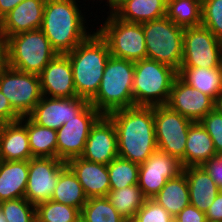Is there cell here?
Wrapping results in <instances>:
<instances>
[{"label": "cell", "mask_w": 222, "mask_h": 222, "mask_svg": "<svg viewBox=\"0 0 222 222\" xmlns=\"http://www.w3.org/2000/svg\"><path fill=\"white\" fill-rule=\"evenodd\" d=\"M117 132L118 156L144 163L157 148L152 106H132L107 114Z\"/></svg>", "instance_id": "1"}, {"label": "cell", "mask_w": 222, "mask_h": 222, "mask_svg": "<svg viewBox=\"0 0 222 222\" xmlns=\"http://www.w3.org/2000/svg\"><path fill=\"white\" fill-rule=\"evenodd\" d=\"M78 0H46L41 30L58 54L72 51L87 39L86 19L79 10Z\"/></svg>", "instance_id": "2"}, {"label": "cell", "mask_w": 222, "mask_h": 222, "mask_svg": "<svg viewBox=\"0 0 222 222\" xmlns=\"http://www.w3.org/2000/svg\"><path fill=\"white\" fill-rule=\"evenodd\" d=\"M66 55L72 66L77 96L90 102L99 90L106 62L111 56L107 42L93 31Z\"/></svg>", "instance_id": "3"}, {"label": "cell", "mask_w": 222, "mask_h": 222, "mask_svg": "<svg viewBox=\"0 0 222 222\" xmlns=\"http://www.w3.org/2000/svg\"><path fill=\"white\" fill-rule=\"evenodd\" d=\"M134 62L110 56L106 62L101 84L90 104L102 115L134 106Z\"/></svg>", "instance_id": "4"}, {"label": "cell", "mask_w": 222, "mask_h": 222, "mask_svg": "<svg viewBox=\"0 0 222 222\" xmlns=\"http://www.w3.org/2000/svg\"><path fill=\"white\" fill-rule=\"evenodd\" d=\"M178 71L169 65L142 59L134 62V106H159L167 104Z\"/></svg>", "instance_id": "5"}, {"label": "cell", "mask_w": 222, "mask_h": 222, "mask_svg": "<svg viewBox=\"0 0 222 222\" xmlns=\"http://www.w3.org/2000/svg\"><path fill=\"white\" fill-rule=\"evenodd\" d=\"M5 42L8 66L22 72L39 75L58 54L41 29L15 34Z\"/></svg>", "instance_id": "6"}, {"label": "cell", "mask_w": 222, "mask_h": 222, "mask_svg": "<svg viewBox=\"0 0 222 222\" xmlns=\"http://www.w3.org/2000/svg\"><path fill=\"white\" fill-rule=\"evenodd\" d=\"M147 59L171 66L179 71L183 58L184 28L166 16L142 24Z\"/></svg>", "instance_id": "7"}, {"label": "cell", "mask_w": 222, "mask_h": 222, "mask_svg": "<svg viewBox=\"0 0 222 222\" xmlns=\"http://www.w3.org/2000/svg\"><path fill=\"white\" fill-rule=\"evenodd\" d=\"M96 31L107 42L111 56L132 62L147 59L142 24L122 21L110 13Z\"/></svg>", "instance_id": "8"}, {"label": "cell", "mask_w": 222, "mask_h": 222, "mask_svg": "<svg viewBox=\"0 0 222 222\" xmlns=\"http://www.w3.org/2000/svg\"><path fill=\"white\" fill-rule=\"evenodd\" d=\"M157 148L176 157L185 168V147L190 125L193 121L169 106H153Z\"/></svg>", "instance_id": "9"}, {"label": "cell", "mask_w": 222, "mask_h": 222, "mask_svg": "<svg viewBox=\"0 0 222 222\" xmlns=\"http://www.w3.org/2000/svg\"><path fill=\"white\" fill-rule=\"evenodd\" d=\"M222 42L206 27L184 28L181 67L220 68Z\"/></svg>", "instance_id": "10"}, {"label": "cell", "mask_w": 222, "mask_h": 222, "mask_svg": "<svg viewBox=\"0 0 222 222\" xmlns=\"http://www.w3.org/2000/svg\"><path fill=\"white\" fill-rule=\"evenodd\" d=\"M0 91L21 117L28 116L43 96L39 75L10 66L0 75Z\"/></svg>", "instance_id": "11"}, {"label": "cell", "mask_w": 222, "mask_h": 222, "mask_svg": "<svg viewBox=\"0 0 222 222\" xmlns=\"http://www.w3.org/2000/svg\"><path fill=\"white\" fill-rule=\"evenodd\" d=\"M102 116L89 104L75 118L64 123L57 130V158L64 162L80 157L84 151L91 127Z\"/></svg>", "instance_id": "12"}, {"label": "cell", "mask_w": 222, "mask_h": 222, "mask_svg": "<svg viewBox=\"0 0 222 222\" xmlns=\"http://www.w3.org/2000/svg\"><path fill=\"white\" fill-rule=\"evenodd\" d=\"M66 162L58 158L32 157L28 160V181L25 196L30 203L37 206L51 200Z\"/></svg>", "instance_id": "13"}, {"label": "cell", "mask_w": 222, "mask_h": 222, "mask_svg": "<svg viewBox=\"0 0 222 222\" xmlns=\"http://www.w3.org/2000/svg\"><path fill=\"white\" fill-rule=\"evenodd\" d=\"M182 170L181 162L176 157L157 149L144 163L139 164L138 186L147 199H152L167 180Z\"/></svg>", "instance_id": "14"}, {"label": "cell", "mask_w": 222, "mask_h": 222, "mask_svg": "<svg viewBox=\"0 0 222 222\" xmlns=\"http://www.w3.org/2000/svg\"><path fill=\"white\" fill-rule=\"evenodd\" d=\"M89 104V101L81 97L42 96L28 117L42 127L58 130L64 123L80 114Z\"/></svg>", "instance_id": "15"}, {"label": "cell", "mask_w": 222, "mask_h": 222, "mask_svg": "<svg viewBox=\"0 0 222 222\" xmlns=\"http://www.w3.org/2000/svg\"><path fill=\"white\" fill-rule=\"evenodd\" d=\"M214 104L210 96L194 89L177 76L166 105L189 120L199 122L214 109Z\"/></svg>", "instance_id": "16"}, {"label": "cell", "mask_w": 222, "mask_h": 222, "mask_svg": "<svg viewBox=\"0 0 222 222\" xmlns=\"http://www.w3.org/2000/svg\"><path fill=\"white\" fill-rule=\"evenodd\" d=\"M80 157L105 165L118 157L116 128L107 115H102L91 127Z\"/></svg>", "instance_id": "17"}, {"label": "cell", "mask_w": 222, "mask_h": 222, "mask_svg": "<svg viewBox=\"0 0 222 222\" xmlns=\"http://www.w3.org/2000/svg\"><path fill=\"white\" fill-rule=\"evenodd\" d=\"M39 77L43 96L78 97L73 81L72 66L66 54H57L42 70Z\"/></svg>", "instance_id": "18"}, {"label": "cell", "mask_w": 222, "mask_h": 222, "mask_svg": "<svg viewBox=\"0 0 222 222\" xmlns=\"http://www.w3.org/2000/svg\"><path fill=\"white\" fill-rule=\"evenodd\" d=\"M46 0H24L0 20V39L40 29Z\"/></svg>", "instance_id": "19"}, {"label": "cell", "mask_w": 222, "mask_h": 222, "mask_svg": "<svg viewBox=\"0 0 222 222\" xmlns=\"http://www.w3.org/2000/svg\"><path fill=\"white\" fill-rule=\"evenodd\" d=\"M83 187L87 198L107 197L110 180L107 165L75 157L66 162Z\"/></svg>", "instance_id": "20"}, {"label": "cell", "mask_w": 222, "mask_h": 222, "mask_svg": "<svg viewBox=\"0 0 222 222\" xmlns=\"http://www.w3.org/2000/svg\"><path fill=\"white\" fill-rule=\"evenodd\" d=\"M32 157L27 128L20 121L3 124L0 132V160L23 161Z\"/></svg>", "instance_id": "21"}, {"label": "cell", "mask_w": 222, "mask_h": 222, "mask_svg": "<svg viewBox=\"0 0 222 222\" xmlns=\"http://www.w3.org/2000/svg\"><path fill=\"white\" fill-rule=\"evenodd\" d=\"M189 186L190 204L206 212L219 194V186L202 166L183 168Z\"/></svg>", "instance_id": "22"}, {"label": "cell", "mask_w": 222, "mask_h": 222, "mask_svg": "<svg viewBox=\"0 0 222 222\" xmlns=\"http://www.w3.org/2000/svg\"><path fill=\"white\" fill-rule=\"evenodd\" d=\"M28 181V160H0V202L24 198Z\"/></svg>", "instance_id": "23"}, {"label": "cell", "mask_w": 222, "mask_h": 222, "mask_svg": "<svg viewBox=\"0 0 222 222\" xmlns=\"http://www.w3.org/2000/svg\"><path fill=\"white\" fill-rule=\"evenodd\" d=\"M166 0H125L112 13L122 21L143 24L166 16Z\"/></svg>", "instance_id": "24"}, {"label": "cell", "mask_w": 222, "mask_h": 222, "mask_svg": "<svg viewBox=\"0 0 222 222\" xmlns=\"http://www.w3.org/2000/svg\"><path fill=\"white\" fill-rule=\"evenodd\" d=\"M213 140L200 122H193L188 131L185 147V168L202 166L216 156Z\"/></svg>", "instance_id": "25"}, {"label": "cell", "mask_w": 222, "mask_h": 222, "mask_svg": "<svg viewBox=\"0 0 222 222\" xmlns=\"http://www.w3.org/2000/svg\"><path fill=\"white\" fill-rule=\"evenodd\" d=\"M152 199L163 206L172 217H175L190 204L189 186L185 173L182 171L174 178L167 180Z\"/></svg>", "instance_id": "26"}, {"label": "cell", "mask_w": 222, "mask_h": 222, "mask_svg": "<svg viewBox=\"0 0 222 222\" xmlns=\"http://www.w3.org/2000/svg\"><path fill=\"white\" fill-rule=\"evenodd\" d=\"M26 128L33 157L57 158V130L42 127L28 116L19 120Z\"/></svg>", "instance_id": "27"}, {"label": "cell", "mask_w": 222, "mask_h": 222, "mask_svg": "<svg viewBox=\"0 0 222 222\" xmlns=\"http://www.w3.org/2000/svg\"><path fill=\"white\" fill-rule=\"evenodd\" d=\"M178 76L214 101L220 95V68L180 67Z\"/></svg>", "instance_id": "28"}, {"label": "cell", "mask_w": 222, "mask_h": 222, "mask_svg": "<svg viewBox=\"0 0 222 222\" xmlns=\"http://www.w3.org/2000/svg\"><path fill=\"white\" fill-rule=\"evenodd\" d=\"M51 200L81 210L88 198L79 180L66 165L61 171Z\"/></svg>", "instance_id": "29"}, {"label": "cell", "mask_w": 222, "mask_h": 222, "mask_svg": "<svg viewBox=\"0 0 222 222\" xmlns=\"http://www.w3.org/2000/svg\"><path fill=\"white\" fill-rule=\"evenodd\" d=\"M107 198L119 214L127 219H134L136 212L143 206L146 197L138 184L110 190Z\"/></svg>", "instance_id": "30"}, {"label": "cell", "mask_w": 222, "mask_h": 222, "mask_svg": "<svg viewBox=\"0 0 222 222\" xmlns=\"http://www.w3.org/2000/svg\"><path fill=\"white\" fill-rule=\"evenodd\" d=\"M166 17L182 28L200 26L202 23V2L197 0L167 2Z\"/></svg>", "instance_id": "31"}, {"label": "cell", "mask_w": 222, "mask_h": 222, "mask_svg": "<svg viewBox=\"0 0 222 222\" xmlns=\"http://www.w3.org/2000/svg\"><path fill=\"white\" fill-rule=\"evenodd\" d=\"M107 197L89 198L81 209L80 222H124Z\"/></svg>", "instance_id": "32"}, {"label": "cell", "mask_w": 222, "mask_h": 222, "mask_svg": "<svg viewBox=\"0 0 222 222\" xmlns=\"http://www.w3.org/2000/svg\"><path fill=\"white\" fill-rule=\"evenodd\" d=\"M110 180V190L138 184L139 164L116 157L107 165Z\"/></svg>", "instance_id": "33"}, {"label": "cell", "mask_w": 222, "mask_h": 222, "mask_svg": "<svg viewBox=\"0 0 222 222\" xmlns=\"http://www.w3.org/2000/svg\"><path fill=\"white\" fill-rule=\"evenodd\" d=\"M81 210L48 200L36 206L37 222H80Z\"/></svg>", "instance_id": "34"}, {"label": "cell", "mask_w": 222, "mask_h": 222, "mask_svg": "<svg viewBox=\"0 0 222 222\" xmlns=\"http://www.w3.org/2000/svg\"><path fill=\"white\" fill-rule=\"evenodd\" d=\"M0 209L7 222H37L36 206L26 198L1 201Z\"/></svg>", "instance_id": "35"}, {"label": "cell", "mask_w": 222, "mask_h": 222, "mask_svg": "<svg viewBox=\"0 0 222 222\" xmlns=\"http://www.w3.org/2000/svg\"><path fill=\"white\" fill-rule=\"evenodd\" d=\"M202 26L222 42V0L202 1Z\"/></svg>", "instance_id": "36"}, {"label": "cell", "mask_w": 222, "mask_h": 222, "mask_svg": "<svg viewBox=\"0 0 222 222\" xmlns=\"http://www.w3.org/2000/svg\"><path fill=\"white\" fill-rule=\"evenodd\" d=\"M172 219L169 212L153 199H146L134 217L135 222H170Z\"/></svg>", "instance_id": "37"}, {"label": "cell", "mask_w": 222, "mask_h": 222, "mask_svg": "<svg viewBox=\"0 0 222 222\" xmlns=\"http://www.w3.org/2000/svg\"><path fill=\"white\" fill-rule=\"evenodd\" d=\"M201 125L208 132L213 140L217 154H222V115L215 109L210 111L200 121Z\"/></svg>", "instance_id": "38"}, {"label": "cell", "mask_w": 222, "mask_h": 222, "mask_svg": "<svg viewBox=\"0 0 222 222\" xmlns=\"http://www.w3.org/2000/svg\"><path fill=\"white\" fill-rule=\"evenodd\" d=\"M202 167L218 186L222 185V154L211 157Z\"/></svg>", "instance_id": "39"}, {"label": "cell", "mask_w": 222, "mask_h": 222, "mask_svg": "<svg viewBox=\"0 0 222 222\" xmlns=\"http://www.w3.org/2000/svg\"><path fill=\"white\" fill-rule=\"evenodd\" d=\"M21 119V116L12 108L7 97L0 91V123H11Z\"/></svg>", "instance_id": "40"}, {"label": "cell", "mask_w": 222, "mask_h": 222, "mask_svg": "<svg viewBox=\"0 0 222 222\" xmlns=\"http://www.w3.org/2000/svg\"><path fill=\"white\" fill-rule=\"evenodd\" d=\"M175 218L179 222H207L206 215L193 205H187Z\"/></svg>", "instance_id": "41"}, {"label": "cell", "mask_w": 222, "mask_h": 222, "mask_svg": "<svg viewBox=\"0 0 222 222\" xmlns=\"http://www.w3.org/2000/svg\"><path fill=\"white\" fill-rule=\"evenodd\" d=\"M207 222H222V195L219 193L205 212Z\"/></svg>", "instance_id": "42"}, {"label": "cell", "mask_w": 222, "mask_h": 222, "mask_svg": "<svg viewBox=\"0 0 222 222\" xmlns=\"http://www.w3.org/2000/svg\"><path fill=\"white\" fill-rule=\"evenodd\" d=\"M24 0H0V20Z\"/></svg>", "instance_id": "43"}, {"label": "cell", "mask_w": 222, "mask_h": 222, "mask_svg": "<svg viewBox=\"0 0 222 222\" xmlns=\"http://www.w3.org/2000/svg\"><path fill=\"white\" fill-rule=\"evenodd\" d=\"M8 67V48L3 39H0V75Z\"/></svg>", "instance_id": "44"}, {"label": "cell", "mask_w": 222, "mask_h": 222, "mask_svg": "<svg viewBox=\"0 0 222 222\" xmlns=\"http://www.w3.org/2000/svg\"><path fill=\"white\" fill-rule=\"evenodd\" d=\"M125 0H107L106 4L109 6V12L112 13L121 3H123Z\"/></svg>", "instance_id": "45"}, {"label": "cell", "mask_w": 222, "mask_h": 222, "mask_svg": "<svg viewBox=\"0 0 222 222\" xmlns=\"http://www.w3.org/2000/svg\"><path fill=\"white\" fill-rule=\"evenodd\" d=\"M214 109L222 115V94L215 99Z\"/></svg>", "instance_id": "46"}, {"label": "cell", "mask_w": 222, "mask_h": 222, "mask_svg": "<svg viewBox=\"0 0 222 222\" xmlns=\"http://www.w3.org/2000/svg\"><path fill=\"white\" fill-rule=\"evenodd\" d=\"M0 222H7L5 215L3 214V212L0 209Z\"/></svg>", "instance_id": "47"}, {"label": "cell", "mask_w": 222, "mask_h": 222, "mask_svg": "<svg viewBox=\"0 0 222 222\" xmlns=\"http://www.w3.org/2000/svg\"><path fill=\"white\" fill-rule=\"evenodd\" d=\"M220 73H221V79H220V81H221L220 94H222V64H221V66H220Z\"/></svg>", "instance_id": "48"}, {"label": "cell", "mask_w": 222, "mask_h": 222, "mask_svg": "<svg viewBox=\"0 0 222 222\" xmlns=\"http://www.w3.org/2000/svg\"><path fill=\"white\" fill-rule=\"evenodd\" d=\"M124 222H135V220L134 219H127Z\"/></svg>", "instance_id": "49"}, {"label": "cell", "mask_w": 222, "mask_h": 222, "mask_svg": "<svg viewBox=\"0 0 222 222\" xmlns=\"http://www.w3.org/2000/svg\"><path fill=\"white\" fill-rule=\"evenodd\" d=\"M170 222H179L175 217Z\"/></svg>", "instance_id": "50"}, {"label": "cell", "mask_w": 222, "mask_h": 222, "mask_svg": "<svg viewBox=\"0 0 222 222\" xmlns=\"http://www.w3.org/2000/svg\"><path fill=\"white\" fill-rule=\"evenodd\" d=\"M219 193L222 195V185L219 186Z\"/></svg>", "instance_id": "51"}, {"label": "cell", "mask_w": 222, "mask_h": 222, "mask_svg": "<svg viewBox=\"0 0 222 222\" xmlns=\"http://www.w3.org/2000/svg\"><path fill=\"white\" fill-rule=\"evenodd\" d=\"M172 1H175V0H166V3H167V2H172ZM197 1L202 2L203 0H197Z\"/></svg>", "instance_id": "52"}, {"label": "cell", "mask_w": 222, "mask_h": 222, "mask_svg": "<svg viewBox=\"0 0 222 222\" xmlns=\"http://www.w3.org/2000/svg\"><path fill=\"white\" fill-rule=\"evenodd\" d=\"M2 125H3V124H2V123H0V132H1V130H2Z\"/></svg>", "instance_id": "53"}]
</instances>
